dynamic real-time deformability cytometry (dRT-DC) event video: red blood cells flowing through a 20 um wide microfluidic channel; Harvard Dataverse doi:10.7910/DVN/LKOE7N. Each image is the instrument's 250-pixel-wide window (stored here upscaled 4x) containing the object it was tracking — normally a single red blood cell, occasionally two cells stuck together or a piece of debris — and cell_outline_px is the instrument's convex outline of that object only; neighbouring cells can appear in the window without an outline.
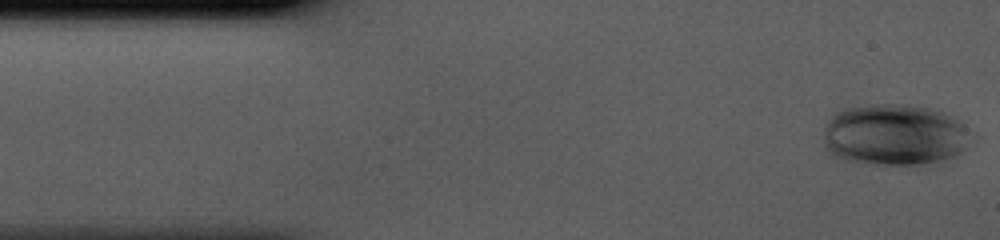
{"species": "human", "species_latin": "Homo sapiens", "temperature_condition": "cold", "stored_images_in_passage": 42, "camera_frame_rate_fps": 3000, "um_per_image_px": 0.085, "donor": {"sex": "male"}, "frame": {"image": 1, "passage_image": 1, "time_ms": 0.0, "image_size_px": [1000, 240], "cell_outline_px": [[964, 148], [956, 156], [928, 168], [868, 164], [844, 160], [832, 156], [828, 152], [824, 144], [824, 128], [828, 120], [840, 108], [868, 104], [904, 104], [928, 108], [944, 112], [952, 116], [964, 128]], "centroid_in_image_um": [75.95, 11.51], "position_along_channel_um": 9.1, "area_um2": 53.81}}
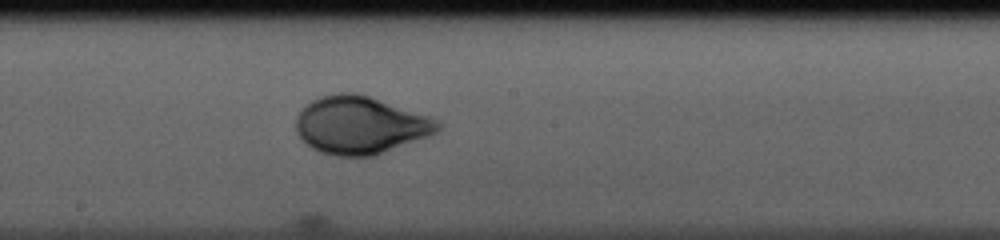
{"frame": {"image": 2, "passage_image": 22, "time_ms": 7.0, "image_size_px": [1000, 240], "cell_outline_px": [[440, 128], [432, 136], [372, 156], [336, 156], [320, 152], [312, 148], [296, 132], [296, 116], [312, 100], [320, 96], [340, 92], [356, 92], [428, 116], [436, 120], [440, 124]], "centroid_in_image_um": [30.62, 10.64], "position_along_channel_um": 217.6, "area_um2": 47.34}}
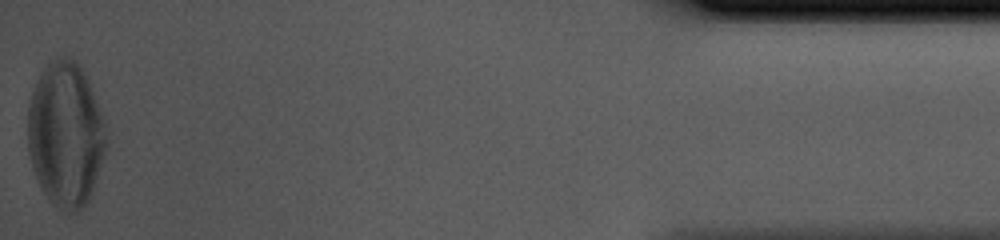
{"frame": {"image": 3, "passage_image": 42, "time_ms": 13.667, "image_size_px": [1000, 240], "cell_outline_px": [[108, 144], [92, 196], [76, 212], [64, 212], [56, 208], [44, 192], [32, 168], [28, 148], [28, 108], [32, 92], [40, 72], [52, 60], [60, 56], [68, 56], [76, 60], [84, 72], [88, 80], [104, 120], [108, 140]], "centroid_in_image_um": [5.6, 11.43], "position_along_channel_um": 429.6, "area_um2": 66.64}}